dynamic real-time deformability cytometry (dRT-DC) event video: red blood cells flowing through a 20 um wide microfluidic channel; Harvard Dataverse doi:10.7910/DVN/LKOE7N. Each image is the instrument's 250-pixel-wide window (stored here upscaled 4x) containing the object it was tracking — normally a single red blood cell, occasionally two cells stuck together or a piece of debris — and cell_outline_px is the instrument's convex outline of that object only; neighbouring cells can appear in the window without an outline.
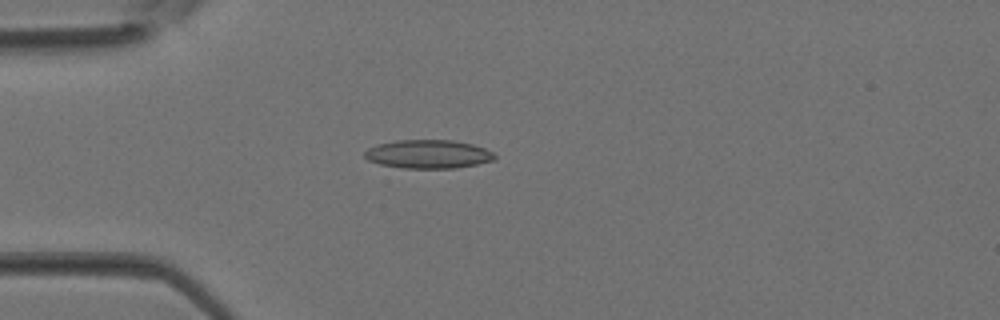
{"species": "Egyptian fruit bat (a non-hibernating species)", "species_latin": "Rousettus aegyptiacus", "temperature_condition": "room temperature", "stored_images_in_passage": 2, "camera_frame_rate_fps": 3000, "um_per_image_px": 0.085, "animal": {"sex": "female"}, "frame": {"image": 1, "passage_image": 2, "time_ms": 0.333, "image_size_px": [1000, 320], "cell_outline_px": [[496, 156], [492, 160], [476, 164], [456, 168], [400, 168], [380, 164], [368, 160], [364, 156], [364, 152], [368, 148], [376, 144], [396, 140], [452, 140], [472, 144], [484, 148], [492, 152]], "centroid_in_image_um": [36.35, 13.1], "position_along_channel_um": 48.6, "area_um2": 21.62}}